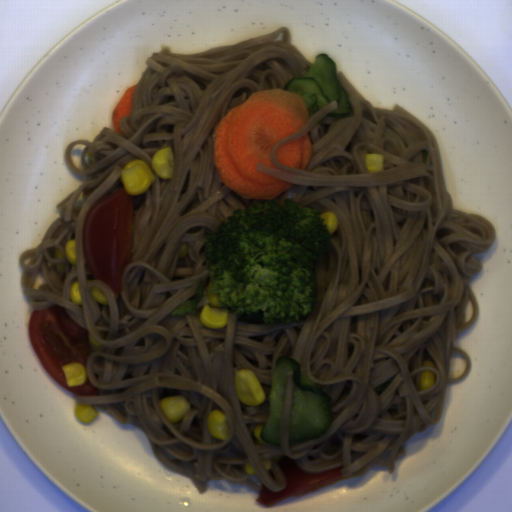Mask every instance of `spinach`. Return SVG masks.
I'll return each mask as SVG.
<instances>
[{"mask_svg": "<svg viewBox=\"0 0 512 512\" xmlns=\"http://www.w3.org/2000/svg\"><path fill=\"white\" fill-rule=\"evenodd\" d=\"M204 296V288L200 278L199 284L196 289L195 299L187 300L184 305L178 306L171 312V316H184L186 314H193L196 312L202 298Z\"/></svg>", "mask_w": 512, "mask_h": 512, "instance_id": "spinach-1", "label": "spinach"}]
</instances>
